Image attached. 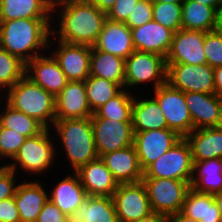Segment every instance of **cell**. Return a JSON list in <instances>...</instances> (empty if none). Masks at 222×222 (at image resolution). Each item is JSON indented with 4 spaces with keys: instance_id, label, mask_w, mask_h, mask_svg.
Wrapping results in <instances>:
<instances>
[{
    "instance_id": "obj_1",
    "label": "cell",
    "mask_w": 222,
    "mask_h": 222,
    "mask_svg": "<svg viewBox=\"0 0 222 222\" xmlns=\"http://www.w3.org/2000/svg\"><path fill=\"white\" fill-rule=\"evenodd\" d=\"M106 19V12L86 0H64L52 5L51 36L93 47Z\"/></svg>"
},
{
    "instance_id": "obj_16",
    "label": "cell",
    "mask_w": 222,
    "mask_h": 222,
    "mask_svg": "<svg viewBox=\"0 0 222 222\" xmlns=\"http://www.w3.org/2000/svg\"><path fill=\"white\" fill-rule=\"evenodd\" d=\"M193 130L222 126V99L214 94L185 92Z\"/></svg>"
},
{
    "instance_id": "obj_26",
    "label": "cell",
    "mask_w": 222,
    "mask_h": 222,
    "mask_svg": "<svg viewBox=\"0 0 222 222\" xmlns=\"http://www.w3.org/2000/svg\"><path fill=\"white\" fill-rule=\"evenodd\" d=\"M66 222H119L112 197L91 196L67 215Z\"/></svg>"
},
{
    "instance_id": "obj_22",
    "label": "cell",
    "mask_w": 222,
    "mask_h": 222,
    "mask_svg": "<svg viewBox=\"0 0 222 222\" xmlns=\"http://www.w3.org/2000/svg\"><path fill=\"white\" fill-rule=\"evenodd\" d=\"M100 158L118 184L142 181L143 170L134 145L104 154Z\"/></svg>"
},
{
    "instance_id": "obj_9",
    "label": "cell",
    "mask_w": 222,
    "mask_h": 222,
    "mask_svg": "<svg viewBox=\"0 0 222 222\" xmlns=\"http://www.w3.org/2000/svg\"><path fill=\"white\" fill-rule=\"evenodd\" d=\"M153 92V93H152ZM150 94L157 100L168 128L185 138L193 131V122L186 105L185 92L171 87L167 82Z\"/></svg>"
},
{
    "instance_id": "obj_42",
    "label": "cell",
    "mask_w": 222,
    "mask_h": 222,
    "mask_svg": "<svg viewBox=\"0 0 222 222\" xmlns=\"http://www.w3.org/2000/svg\"><path fill=\"white\" fill-rule=\"evenodd\" d=\"M138 1L139 0H116L114 5L106 13L107 19L125 22Z\"/></svg>"
},
{
    "instance_id": "obj_27",
    "label": "cell",
    "mask_w": 222,
    "mask_h": 222,
    "mask_svg": "<svg viewBox=\"0 0 222 222\" xmlns=\"http://www.w3.org/2000/svg\"><path fill=\"white\" fill-rule=\"evenodd\" d=\"M185 139L190 145L193 162L222 158V126L195 129Z\"/></svg>"
},
{
    "instance_id": "obj_7",
    "label": "cell",
    "mask_w": 222,
    "mask_h": 222,
    "mask_svg": "<svg viewBox=\"0 0 222 222\" xmlns=\"http://www.w3.org/2000/svg\"><path fill=\"white\" fill-rule=\"evenodd\" d=\"M153 212L166 216L181 211L186 195L191 189L190 181L168 178H142Z\"/></svg>"
},
{
    "instance_id": "obj_12",
    "label": "cell",
    "mask_w": 222,
    "mask_h": 222,
    "mask_svg": "<svg viewBox=\"0 0 222 222\" xmlns=\"http://www.w3.org/2000/svg\"><path fill=\"white\" fill-rule=\"evenodd\" d=\"M112 199L119 222H136L153 212L142 181L118 184Z\"/></svg>"
},
{
    "instance_id": "obj_51",
    "label": "cell",
    "mask_w": 222,
    "mask_h": 222,
    "mask_svg": "<svg viewBox=\"0 0 222 222\" xmlns=\"http://www.w3.org/2000/svg\"><path fill=\"white\" fill-rule=\"evenodd\" d=\"M214 201L217 205V208L219 210L220 213V217L222 220V191H220L219 193H216L213 195Z\"/></svg>"
},
{
    "instance_id": "obj_11",
    "label": "cell",
    "mask_w": 222,
    "mask_h": 222,
    "mask_svg": "<svg viewBox=\"0 0 222 222\" xmlns=\"http://www.w3.org/2000/svg\"><path fill=\"white\" fill-rule=\"evenodd\" d=\"M49 49L68 81H85L90 76V46L66 43L50 36Z\"/></svg>"
},
{
    "instance_id": "obj_5",
    "label": "cell",
    "mask_w": 222,
    "mask_h": 222,
    "mask_svg": "<svg viewBox=\"0 0 222 222\" xmlns=\"http://www.w3.org/2000/svg\"><path fill=\"white\" fill-rule=\"evenodd\" d=\"M56 155L54 135L50 128H45L41 133L28 137L6 166L17 174L19 173L18 175L23 170V174L31 175L29 177L31 179L33 175L44 176L43 174L46 175L49 169H54V165L58 161Z\"/></svg>"
},
{
    "instance_id": "obj_2",
    "label": "cell",
    "mask_w": 222,
    "mask_h": 222,
    "mask_svg": "<svg viewBox=\"0 0 222 222\" xmlns=\"http://www.w3.org/2000/svg\"><path fill=\"white\" fill-rule=\"evenodd\" d=\"M52 18L0 21V47L27 64L48 52Z\"/></svg>"
},
{
    "instance_id": "obj_4",
    "label": "cell",
    "mask_w": 222,
    "mask_h": 222,
    "mask_svg": "<svg viewBox=\"0 0 222 222\" xmlns=\"http://www.w3.org/2000/svg\"><path fill=\"white\" fill-rule=\"evenodd\" d=\"M5 102L46 128H51L56 120L55 97L26 75L5 92Z\"/></svg>"
},
{
    "instance_id": "obj_33",
    "label": "cell",
    "mask_w": 222,
    "mask_h": 222,
    "mask_svg": "<svg viewBox=\"0 0 222 222\" xmlns=\"http://www.w3.org/2000/svg\"><path fill=\"white\" fill-rule=\"evenodd\" d=\"M2 107V109H1ZM0 107V126L15 130L25 137H32L41 133L46 127L37 119L17 111L6 102Z\"/></svg>"
},
{
    "instance_id": "obj_34",
    "label": "cell",
    "mask_w": 222,
    "mask_h": 222,
    "mask_svg": "<svg viewBox=\"0 0 222 222\" xmlns=\"http://www.w3.org/2000/svg\"><path fill=\"white\" fill-rule=\"evenodd\" d=\"M135 95L123 89L118 95L99 107L91 118H105L116 121H131Z\"/></svg>"
},
{
    "instance_id": "obj_14",
    "label": "cell",
    "mask_w": 222,
    "mask_h": 222,
    "mask_svg": "<svg viewBox=\"0 0 222 222\" xmlns=\"http://www.w3.org/2000/svg\"><path fill=\"white\" fill-rule=\"evenodd\" d=\"M133 133V145L143 171L182 138L169 128Z\"/></svg>"
},
{
    "instance_id": "obj_38",
    "label": "cell",
    "mask_w": 222,
    "mask_h": 222,
    "mask_svg": "<svg viewBox=\"0 0 222 222\" xmlns=\"http://www.w3.org/2000/svg\"><path fill=\"white\" fill-rule=\"evenodd\" d=\"M26 139L27 137L17 131L0 126V161H5V164L1 165L6 166L7 162L15 157Z\"/></svg>"
},
{
    "instance_id": "obj_52",
    "label": "cell",
    "mask_w": 222,
    "mask_h": 222,
    "mask_svg": "<svg viewBox=\"0 0 222 222\" xmlns=\"http://www.w3.org/2000/svg\"><path fill=\"white\" fill-rule=\"evenodd\" d=\"M185 0H152V2L183 3Z\"/></svg>"
},
{
    "instance_id": "obj_47",
    "label": "cell",
    "mask_w": 222,
    "mask_h": 222,
    "mask_svg": "<svg viewBox=\"0 0 222 222\" xmlns=\"http://www.w3.org/2000/svg\"><path fill=\"white\" fill-rule=\"evenodd\" d=\"M94 4L98 9L107 13V11L114 5L116 0H86Z\"/></svg>"
},
{
    "instance_id": "obj_31",
    "label": "cell",
    "mask_w": 222,
    "mask_h": 222,
    "mask_svg": "<svg viewBox=\"0 0 222 222\" xmlns=\"http://www.w3.org/2000/svg\"><path fill=\"white\" fill-rule=\"evenodd\" d=\"M181 212L196 222H222L213 195L196 192L193 188L188 191Z\"/></svg>"
},
{
    "instance_id": "obj_49",
    "label": "cell",
    "mask_w": 222,
    "mask_h": 222,
    "mask_svg": "<svg viewBox=\"0 0 222 222\" xmlns=\"http://www.w3.org/2000/svg\"><path fill=\"white\" fill-rule=\"evenodd\" d=\"M215 30L222 33V3L219 5L217 9Z\"/></svg>"
},
{
    "instance_id": "obj_45",
    "label": "cell",
    "mask_w": 222,
    "mask_h": 222,
    "mask_svg": "<svg viewBox=\"0 0 222 222\" xmlns=\"http://www.w3.org/2000/svg\"><path fill=\"white\" fill-rule=\"evenodd\" d=\"M215 94L222 99V66L214 68Z\"/></svg>"
},
{
    "instance_id": "obj_37",
    "label": "cell",
    "mask_w": 222,
    "mask_h": 222,
    "mask_svg": "<svg viewBox=\"0 0 222 222\" xmlns=\"http://www.w3.org/2000/svg\"><path fill=\"white\" fill-rule=\"evenodd\" d=\"M153 20L174 32L181 30L182 3L153 2Z\"/></svg>"
},
{
    "instance_id": "obj_18",
    "label": "cell",
    "mask_w": 222,
    "mask_h": 222,
    "mask_svg": "<svg viewBox=\"0 0 222 222\" xmlns=\"http://www.w3.org/2000/svg\"><path fill=\"white\" fill-rule=\"evenodd\" d=\"M55 107L56 120L91 117L94 113L86 95L85 81H68L55 97Z\"/></svg>"
},
{
    "instance_id": "obj_50",
    "label": "cell",
    "mask_w": 222,
    "mask_h": 222,
    "mask_svg": "<svg viewBox=\"0 0 222 222\" xmlns=\"http://www.w3.org/2000/svg\"><path fill=\"white\" fill-rule=\"evenodd\" d=\"M193 1L214 7L216 10L218 9L219 5L222 3V0H193Z\"/></svg>"
},
{
    "instance_id": "obj_46",
    "label": "cell",
    "mask_w": 222,
    "mask_h": 222,
    "mask_svg": "<svg viewBox=\"0 0 222 222\" xmlns=\"http://www.w3.org/2000/svg\"><path fill=\"white\" fill-rule=\"evenodd\" d=\"M136 222H168V216L161 213L152 212L150 215L143 217Z\"/></svg>"
},
{
    "instance_id": "obj_6",
    "label": "cell",
    "mask_w": 222,
    "mask_h": 222,
    "mask_svg": "<svg viewBox=\"0 0 222 222\" xmlns=\"http://www.w3.org/2000/svg\"><path fill=\"white\" fill-rule=\"evenodd\" d=\"M167 66L163 56L134 50L125 59V83L124 89L134 93L138 88L146 87L144 84L151 85L154 91L159 86L166 83ZM151 83V84H150ZM142 87H139L141 86ZM138 86V87H137Z\"/></svg>"
},
{
    "instance_id": "obj_44",
    "label": "cell",
    "mask_w": 222,
    "mask_h": 222,
    "mask_svg": "<svg viewBox=\"0 0 222 222\" xmlns=\"http://www.w3.org/2000/svg\"><path fill=\"white\" fill-rule=\"evenodd\" d=\"M0 222H20L14 197L0 201Z\"/></svg>"
},
{
    "instance_id": "obj_53",
    "label": "cell",
    "mask_w": 222,
    "mask_h": 222,
    "mask_svg": "<svg viewBox=\"0 0 222 222\" xmlns=\"http://www.w3.org/2000/svg\"><path fill=\"white\" fill-rule=\"evenodd\" d=\"M4 92V93H3ZM2 94V95H1ZM2 100V101H1ZM5 102V91L0 87V107Z\"/></svg>"
},
{
    "instance_id": "obj_54",
    "label": "cell",
    "mask_w": 222,
    "mask_h": 222,
    "mask_svg": "<svg viewBox=\"0 0 222 222\" xmlns=\"http://www.w3.org/2000/svg\"><path fill=\"white\" fill-rule=\"evenodd\" d=\"M52 5L56 4V3H59L61 1H64V0H48Z\"/></svg>"
},
{
    "instance_id": "obj_19",
    "label": "cell",
    "mask_w": 222,
    "mask_h": 222,
    "mask_svg": "<svg viewBox=\"0 0 222 222\" xmlns=\"http://www.w3.org/2000/svg\"><path fill=\"white\" fill-rule=\"evenodd\" d=\"M174 33L154 20L131 29L135 50L154 53L164 58L169 52Z\"/></svg>"
},
{
    "instance_id": "obj_29",
    "label": "cell",
    "mask_w": 222,
    "mask_h": 222,
    "mask_svg": "<svg viewBox=\"0 0 222 222\" xmlns=\"http://www.w3.org/2000/svg\"><path fill=\"white\" fill-rule=\"evenodd\" d=\"M20 18H52L48 0H0V21Z\"/></svg>"
},
{
    "instance_id": "obj_13",
    "label": "cell",
    "mask_w": 222,
    "mask_h": 222,
    "mask_svg": "<svg viewBox=\"0 0 222 222\" xmlns=\"http://www.w3.org/2000/svg\"><path fill=\"white\" fill-rule=\"evenodd\" d=\"M95 149L98 157L133 145L131 121L91 118Z\"/></svg>"
},
{
    "instance_id": "obj_28",
    "label": "cell",
    "mask_w": 222,
    "mask_h": 222,
    "mask_svg": "<svg viewBox=\"0 0 222 222\" xmlns=\"http://www.w3.org/2000/svg\"><path fill=\"white\" fill-rule=\"evenodd\" d=\"M190 184L199 193L214 195L222 191V158L194 161Z\"/></svg>"
},
{
    "instance_id": "obj_23",
    "label": "cell",
    "mask_w": 222,
    "mask_h": 222,
    "mask_svg": "<svg viewBox=\"0 0 222 222\" xmlns=\"http://www.w3.org/2000/svg\"><path fill=\"white\" fill-rule=\"evenodd\" d=\"M76 173L88 195L112 197L118 187V182L100 157L81 166Z\"/></svg>"
},
{
    "instance_id": "obj_48",
    "label": "cell",
    "mask_w": 222,
    "mask_h": 222,
    "mask_svg": "<svg viewBox=\"0 0 222 222\" xmlns=\"http://www.w3.org/2000/svg\"><path fill=\"white\" fill-rule=\"evenodd\" d=\"M168 222H196L194 219L188 217V216H185L181 211L176 213V214H173V215H170L168 217Z\"/></svg>"
},
{
    "instance_id": "obj_36",
    "label": "cell",
    "mask_w": 222,
    "mask_h": 222,
    "mask_svg": "<svg viewBox=\"0 0 222 222\" xmlns=\"http://www.w3.org/2000/svg\"><path fill=\"white\" fill-rule=\"evenodd\" d=\"M26 64L0 47V87L6 92L25 76Z\"/></svg>"
},
{
    "instance_id": "obj_32",
    "label": "cell",
    "mask_w": 222,
    "mask_h": 222,
    "mask_svg": "<svg viewBox=\"0 0 222 222\" xmlns=\"http://www.w3.org/2000/svg\"><path fill=\"white\" fill-rule=\"evenodd\" d=\"M217 10L193 0L182 3V29L209 32L215 30Z\"/></svg>"
},
{
    "instance_id": "obj_25",
    "label": "cell",
    "mask_w": 222,
    "mask_h": 222,
    "mask_svg": "<svg viewBox=\"0 0 222 222\" xmlns=\"http://www.w3.org/2000/svg\"><path fill=\"white\" fill-rule=\"evenodd\" d=\"M70 172L61 180L56 179V185L48 193V199L67 215L73 213L88 196L78 174Z\"/></svg>"
},
{
    "instance_id": "obj_39",
    "label": "cell",
    "mask_w": 222,
    "mask_h": 222,
    "mask_svg": "<svg viewBox=\"0 0 222 222\" xmlns=\"http://www.w3.org/2000/svg\"><path fill=\"white\" fill-rule=\"evenodd\" d=\"M204 53L207 64L213 68L222 66V33L213 30L206 32Z\"/></svg>"
},
{
    "instance_id": "obj_35",
    "label": "cell",
    "mask_w": 222,
    "mask_h": 222,
    "mask_svg": "<svg viewBox=\"0 0 222 222\" xmlns=\"http://www.w3.org/2000/svg\"><path fill=\"white\" fill-rule=\"evenodd\" d=\"M85 88L93 113L123 90L117 83L94 76H89L85 80Z\"/></svg>"
},
{
    "instance_id": "obj_40",
    "label": "cell",
    "mask_w": 222,
    "mask_h": 222,
    "mask_svg": "<svg viewBox=\"0 0 222 222\" xmlns=\"http://www.w3.org/2000/svg\"><path fill=\"white\" fill-rule=\"evenodd\" d=\"M152 0H139L134 6V10L129 14L124 22L130 29L140 27L153 20Z\"/></svg>"
},
{
    "instance_id": "obj_20",
    "label": "cell",
    "mask_w": 222,
    "mask_h": 222,
    "mask_svg": "<svg viewBox=\"0 0 222 222\" xmlns=\"http://www.w3.org/2000/svg\"><path fill=\"white\" fill-rule=\"evenodd\" d=\"M35 179L23 178L24 182H19L16 188L14 200L19 211L20 222H36L48 200L49 192L43 187L45 183L42 184L41 180Z\"/></svg>"
},
{
    "instance_id": "obj_17",
    "label": "cell",
    "mask_w": 222,
    "mask_h": 222,
    "mask_svg": "<svg viewBox=\"0 0 222 222\" xmlns=\"http://www.w3.org/2000/svg\"><path fill=\"white\" fill-rule=\"evenodd\" d=\"M25 75L54 97L68 82L58 62L48 52L29 61L26 64Z\"/></svg>"
},
{
    "instance_id": "obj_43",
    "label": "cell",
    "mask_w": 222,
    "mask_h": 222,
    "mask_svg": "<svg viewBox=\"0 0 222 222\" xmlns=\"http://www.w3.org/2000/svg\"><path fill=\"white\" fill-rule=\"evenodd\" d=\"M67 214L63 213L51 200H47L36 222H66Z\"/></svg>"
},
{
    "instance_id": "obj_41",
    "label": "cell",
    "mask_w": 222,
    "mask_h": 222,
    "mask_svg": "<svg viewBox=\"0 0 222 222\" xmlns=\"http://www.w3.org/2000/svg\"><path fill=\"white\" fill-rule=\"evenodd\" d=\"M19 175L5 165H0V201L15 196ZM17 181V182H16Z\"/></svg>"
},
{
    "instance_id": "obj_30",
    "label": "cell",
    "mask_w": 222,
    "mask_h": 222,
    "mask_svg": "<svg viewBox=\"0 0 222 222\" xmlns=\"http://www.w3.org/2000/svg\"><path fill=\"white\" fill-rule=\"evenodd\" d=\"M90 76L119 84L124 89L125 59L91 47Z\"/></svg>"
},
{
    "instance_id": "obj_10",
    "label": "cell",
    "mask_w": 222,
    "mask_h": 222,
    "mask_svg": "<svg viewBox=\"0 0 222 222\" xmlns=\"http://www.w3.org/2000/svg\"><path fill=\"white\" fill-rule=\"evenodd\" d=\"M166 82L183 92L214 94V68L208 64L166 63Z\"/></svg>"
},
{
    "instance_id": "obj_21",
    "label": "cell",
    "mask_w": 222,
    "mask_h": 222,
    "mask_svg": "<svg viewBox=\"0 0 222 222\" xmlns=\"http://www.w3.org/2000/svg\"><path fill=\"white\" fill-rule=\"evenodd\" d=\"M94 47L127 59L135 50L131 29L124 22L106 19Z\"/></svg>"
},
{
    "instance_id": "obj_8",
    "label": "cell",
    "mask_w": 222,
    "mask_h": 222,
    "mask_svg": "<svg viewBox=\"0 0 222 222\" xmlns=\"http://www.w3.org/2000/svg\"><path fill=\"white\" fill-rule=\"evenodd\" d=\"M192 175V153L190 145L185 138H181L143 171V178H168L191 181Z\"/></svg>"
},
{
    "instance_id": "obj_15",
    "label": "cell",
    "mask_w": 222,
    "mask_h": 222,
    "mask_svg": "<svg viewBox=\"0 0 222 222\" xmlns=\"http://www.w3.org/2000/svg\"><path fill=\"white\" fill-rule=\"evenodd\" d=\"M206 32L181 29L174 33L166 63L207 64L204 53Z\"/></svg>"
},
{
    "instance_id": "obj_24",
    "label": "cell",
    "mask_w": 222,
    "mask_h": 222,
    "mask_svg": "<svg viewBox=\"0 0 222 222\" xmlns=\"http://www.w3.org/2000/svg\"><path fill=\"white\" fill-rule=\"evenodd\" d=\"M150 91L148 89L147 94H135L131 115L133 132L168 128L166 118L157 100L149 94Z\"/></svg>"
},
{
    "instance_id": "obj_3",
    "label": "cell",
    "mask_w": 222,
    "mask_h": 222,
    "mask_svg": "<svg viewBox=\"0 0 222 222\" xmlns=\"http://www.w3.org/2000/svg\"><path fill=\"white\" fill-rule=\"evenodd\" d=\"M50 129L57 144V154L60 152L57 157L65 155V161H69L67 165H70L68 167L72 172H76L81 166L98 158L91 117L55 120ZM58 147L61 149L60 151Z\"/></svg>"
}]
</instances>
